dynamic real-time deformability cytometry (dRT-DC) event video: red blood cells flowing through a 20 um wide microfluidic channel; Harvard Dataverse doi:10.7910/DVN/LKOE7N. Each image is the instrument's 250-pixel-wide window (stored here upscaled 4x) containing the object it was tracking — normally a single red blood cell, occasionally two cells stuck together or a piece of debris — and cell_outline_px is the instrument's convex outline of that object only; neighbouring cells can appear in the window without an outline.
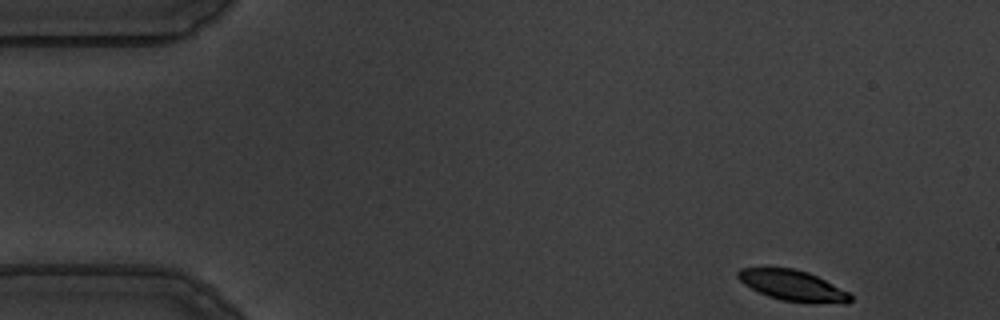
{"species": "common noctule bat (a hibernating species)", "species_latin": "Nyctalus noctula", "temperature_condition": "warm", "stored_images_in_passage": 52, "camera_frame_rate_fps": 3000, "um_per_image_px": 0.085, "animal": {"sex": "male", "body_mass_g": 19.5, "forearm_length_mm": 54.6}, "frame": {"image": 1, "passage_image": 1, "time_ms": 0.0, "image_size_px": [1000, 320], "cell_outline_px": [[852, 300], [848, 304], [816, 304], [780, 300], [768, 296], [744, 284], [736, 276], [736, 272], [740, 268], [792, 268], [808, 272], [848, 292], [852, 296]], "centroid_in_image_um": [67.42, 24.3], "position_along_channel_um": 17.6, "area_um2": 20.17}}
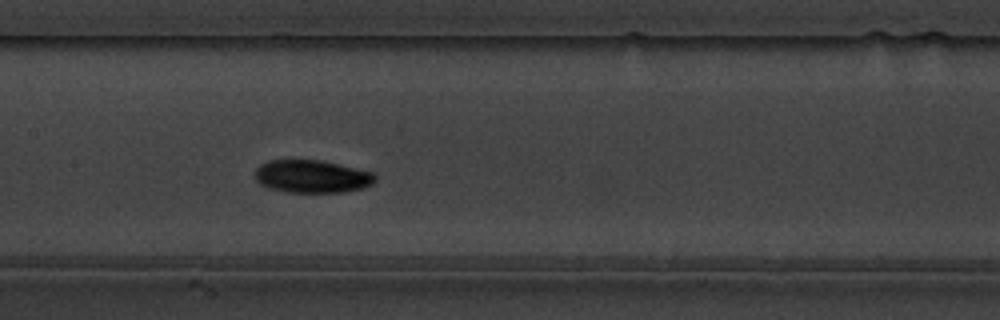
{"frame": {"image": 2, "passage_image": 23, "time_ms": 7.333, "image_size_px": [1000, 320], "cell_outline_px": [[376, 180], [372, 184], [360, 188], [344, 192], [288, 192], [268, 188], [260, 184], [256, 180], [256, 168], [260, 164], [268, 160], [324, 160], [372, 172], [376, 176]], "centroid_in_image_um": [26.51, 14.99], "position_along_channel_um": 180.9, "area_um2": 23.0}}
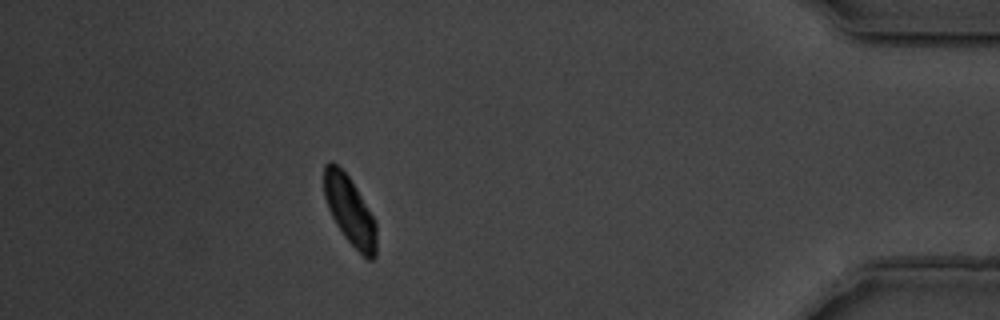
{"frame": {"image": 3, "passage_image": 46, "time_ms": 15.0, "image_size_px": [1000, 320], "cell_outline_px": [[376, 256], [372, 260], [368, 260], [344, 236], [336, 224], [328, 208], [324, 196], [324, 164], [328, 160], [332, 160], [348, 176], [356, 188], [376, 220]], "centroid_in_image_um": [29.73, 17.89], "position_along_channel_um": 405.5, "area_um2": 20.87}, "authors_computed_cell_mechanics": {"area_um2": 22.2241, "velocity_mm_per_s": 3.5711, "shape_relaxation_time_tau1_ms": 2.5953, "shape_relaxation_time_tau2_ms": null, "deformation_change_tau1": 0.1319, "deformation_change_tau2": null}}